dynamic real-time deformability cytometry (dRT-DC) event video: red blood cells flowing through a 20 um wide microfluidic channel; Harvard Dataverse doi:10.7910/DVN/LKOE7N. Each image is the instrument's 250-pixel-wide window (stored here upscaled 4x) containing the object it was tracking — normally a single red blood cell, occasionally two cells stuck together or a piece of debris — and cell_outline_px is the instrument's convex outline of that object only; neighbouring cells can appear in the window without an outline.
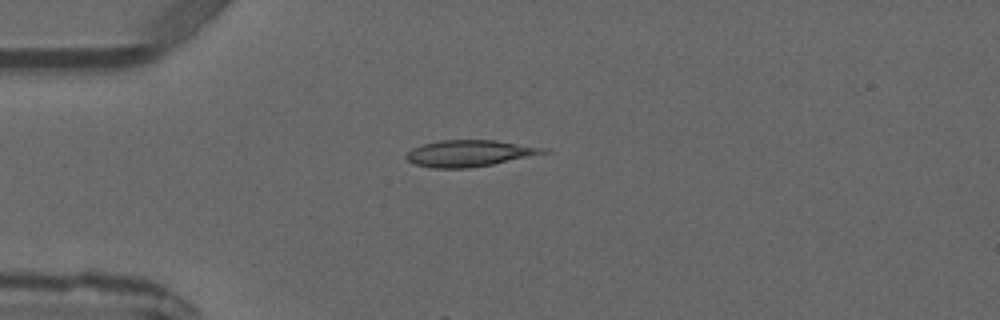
{"species": "common noctule bat (a hibernating species)", "species_latin": "Nyctalus noctula", "temperature_condition": "warm", "stored_images_in_passage": 3, "camera_frame_rate_fps": 3000, "um_per_image_px": 0.085, "animal": {"sex": "male", "forearm_length_mm": 52.5}, "frame": {"image": 1, "passage_image": 3, "time_ms": 2.333, "image_size_px": [1000, 320], "cell_outline_px": [[548, 152], [492, 164], [468, 168], [432, 168], [412, 164], [404, 156], [412, 148], [424, 144], [440, 140], [496, 140], [548, 148]], "centroid_in_image_um": [39.86, 13.03], "position_along_channel_um": 45.1, "area_um2": 21.04}}